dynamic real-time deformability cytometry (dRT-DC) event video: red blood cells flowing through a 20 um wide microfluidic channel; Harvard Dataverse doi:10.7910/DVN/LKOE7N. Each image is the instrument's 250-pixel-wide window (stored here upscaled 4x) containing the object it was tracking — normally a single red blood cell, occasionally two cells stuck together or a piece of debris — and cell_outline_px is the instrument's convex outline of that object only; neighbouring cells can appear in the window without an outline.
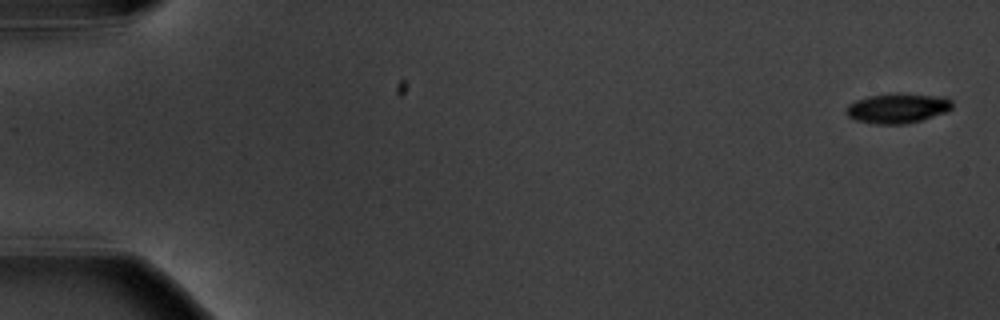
{"species": "common noctule bat (a hibernating species)", "species_latin": "Nyctalus noctula", "temperature_condition": "warm", "stored_images_in_passage": 8, "camera_frame_rate_fps": 3000, "um_per_image_px": 0.085, "animal": {"sex": "male", "body_mass_g": 20.1, "forearm_length_mm": 53.5}, "frame": {"image": 1, "passage_image": 1, "time_ms": 0.0, "image_size_px": [1000, 320], "cell_outline_px": [[952, 108], [948, 112], [920, 120], [904, 124], [876, 124], [856, 120], [848, 116], [844, 112], [848, 104], [856, 100], [868, 96], [900, 92], [944, 96], [952, 100]], "centroid_in_image_um": [76.31, 9.18], "position_along_channel_um": 8.7, "area_um2": 18.79}}
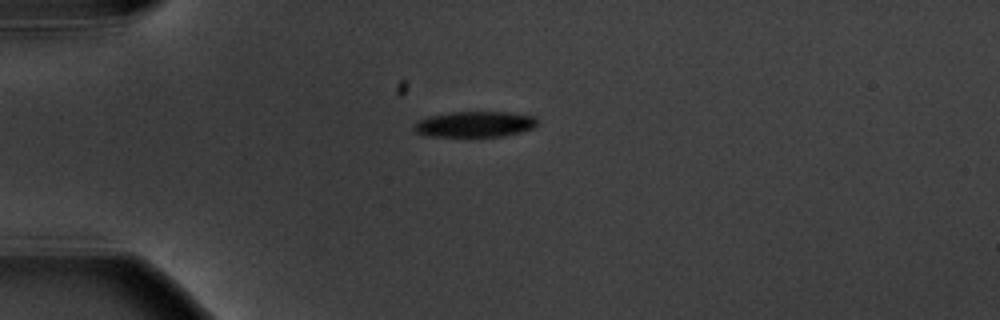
{"frame": {"image": 2, "passage_image": 5, "time_ms": 4.667, "image_size_px": [1000, 320], "cell_outline_px": [[536, 124], [532, 128], [520, 132], [504, 136], [424, 136], [416, 132], [412, 128], [416, 120], [428, 116], [452, 112], [508, 112], [536, 116]], "centroid_in_image_um": [40.3, 10.55], "position_along_channel_um": 44.7, "area_um2": 18.55}}
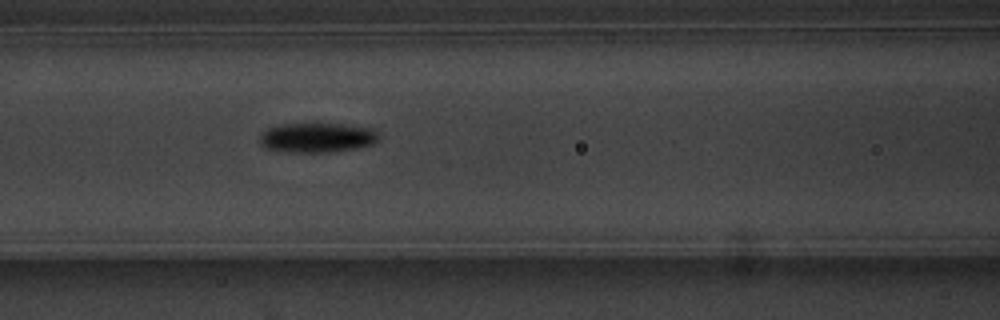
{"frame": {"image": 3, "passage_image": 8, "time_ms": 8.0, "image_size_px": [1000, 320], "cell_outline_px": [[380, 140], [372, 144], [356, 148], [332, 152], [292, 152], [268, 148], [260, 144], [260, 136], [268, 128], [280, 124], [316, 120], [372, 128], [380, 136]], "centroid_in_image_um": [26.99, 11.64], "position_along_channel_um": 139.6, "area_um2": 21.39}}